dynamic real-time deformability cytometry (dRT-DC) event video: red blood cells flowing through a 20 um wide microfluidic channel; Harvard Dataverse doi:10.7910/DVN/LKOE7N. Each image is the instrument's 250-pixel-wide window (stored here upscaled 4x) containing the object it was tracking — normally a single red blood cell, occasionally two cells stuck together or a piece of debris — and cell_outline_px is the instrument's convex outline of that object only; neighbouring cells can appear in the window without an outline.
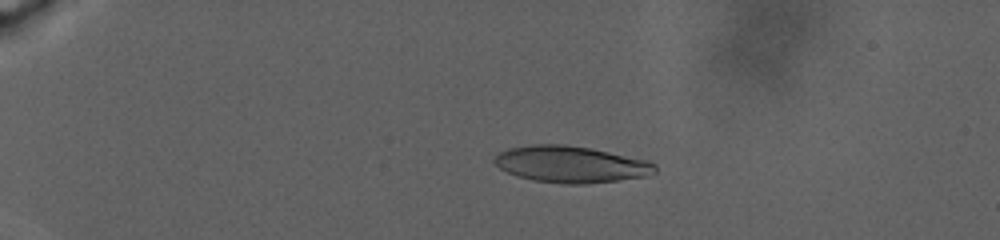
{"species": "human", "species_latin": "Homo sapiens", "temperature_condition": "warm", "stored_images_in_passage": 93, "camera_frame_rate_fps": 3000, "um_per_image_px": 0.085, "donor": {"sex": "male"}, "frame": {"image": 1, "passage_image": 29, "time_ms": 8.0, "image_size_px": [1000, 240], "cell_outline_px": [[656, 172], [648, 176], [584, 184], [564, 184], [532, 180], [516, 176], [500, 168], [492, 160], [500, 152], [508, 148], [532, 144], [564, 144], [588, 148], [608, 152], [644, 160], [656, 164]], "centroid_in_image_um": [48.48, 13.97], "position_along_channel_um": 36.5, "area_um2": 33.99}}
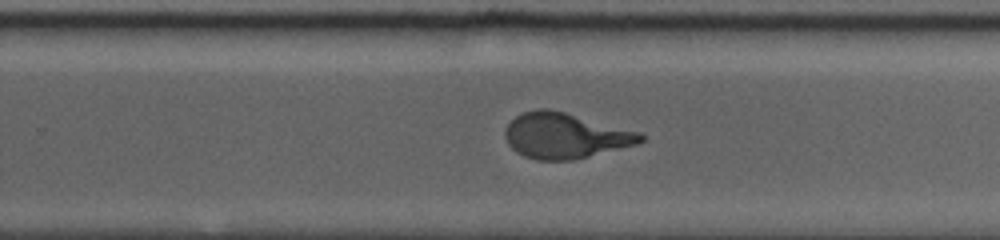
{"frame": {"image": 2, "passage_image": 61, "time_ms": 23.333, "image_size_px": [1000, 240], "cell_outline_px": [[644, 140], [636, 144], [572, 160], [536, 160], [524, 156], [516, 152], [508, 144], [504, 136], [504, 132], [508, 124], [516, 116], [524, 112], [540, 108], [548, 108], [564, 112], [640, 132], [644, 136]], "centroid_in_image_um": [48.0, 11.53], "position_along_channel_um": 281.8, "area_um2": 35.55}}
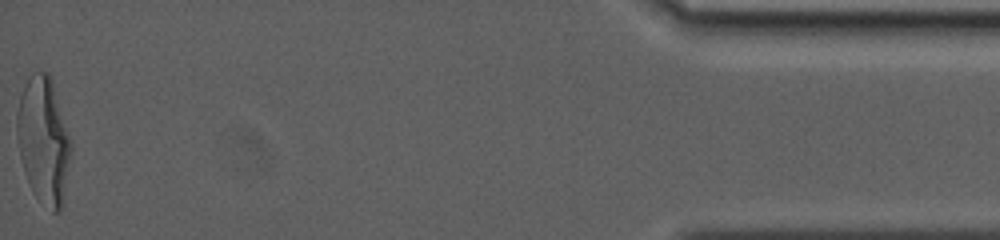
{"frame": {"image": 3, "passage_image": 92, "time_ms": 33.667, "image_size_px": [1000, 240], "cell_outline_px": [[72, 152], [64, 204], [56, 212], [52, 212], [32, 192], [24, 172], [20, 156], [16, 132], [16, 116], [20, 96], [24, 84], [32, 72], [48, 72], [52, 80], [72, 140]], "centroid_in_image_um": [3.73, 11.94], "position_along_channel_um": 431.5, "area_um2": 40.46}, "authors_computed_cell_mechanics": {"area_um2": 35.4314, "velocity_mm_per_s": 2.1695, "shape_relaxation_time_tau1_ms": 8.6165, "shape_relaxation_time_tau2_ms": null, "deformation_change_tau1": 0.2616, "deformation_change_tau2": null}}